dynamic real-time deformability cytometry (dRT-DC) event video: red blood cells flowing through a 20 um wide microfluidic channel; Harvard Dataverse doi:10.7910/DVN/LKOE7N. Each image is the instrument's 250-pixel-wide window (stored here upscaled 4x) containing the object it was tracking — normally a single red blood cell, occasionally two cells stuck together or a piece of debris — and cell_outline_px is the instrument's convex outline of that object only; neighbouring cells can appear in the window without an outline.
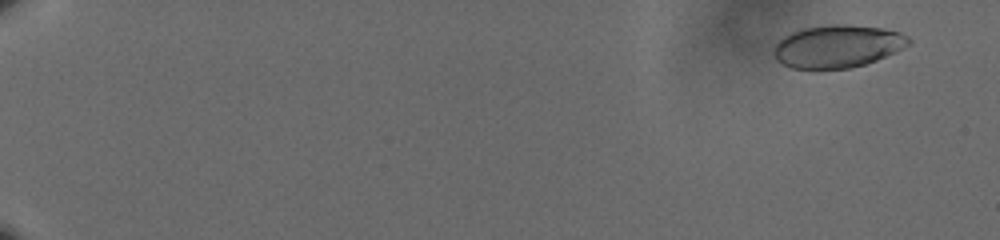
{"species": "human", "species_latin": "Homo sapiens", "temperature_condition": "cold", "stored_images_in_passage": 62, "camera_frame_rate_fps": 3000, "um_per_image_px": 0.085, "donor": {"sex": "male"}, "frame": {"image": 1, "passage_image": 5, "time_ms": 1.333, "image_size_px": [1000, 240], "cell_outline_px": [[912, 44], [896, 52], [876, 60], [852, 68], [792, 68], [776, 60], [772, 52], [772, 48], [784, 36], [800, 28], [828, 24], [848, 24], [884, 28], [900, 32], [908, 36], [912, 40]], "centroid_in_image_um": [71.21, 3.91], "position_along_channel_um": 13.8, "area_um2": 33.87}}
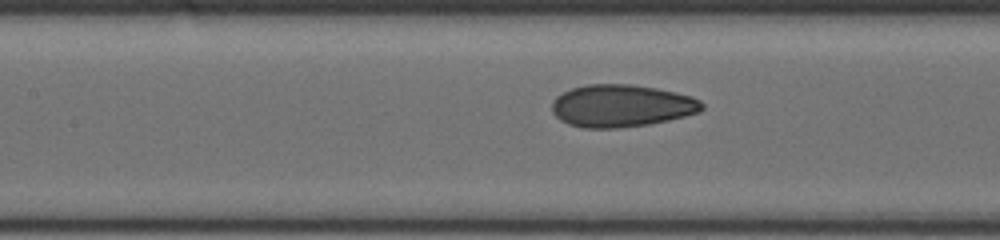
{"frame": {"image": 2, "passage_image": 33, "time_ms": 10.667, "image_size_px": [1000, 240], "cell_outline_px": [[704, 108], [700, 112], [668, 120], [648, 124], [616, 128], [584, 128], [568, 124], [560, 120], [552, 112], [552, 100], [556, 96], [572, 88], [588, 84], [632, 84], [656, 88], [676, 92], [692, 96], [700, 100], [704, 104]], "centroid_in_image_um": [52.82, 8.99], "position_along_channel_um": 154.6, "area_um2": 37.17}}
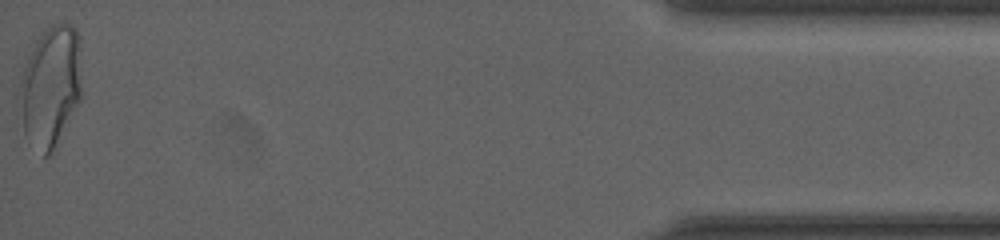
{"frame": {"image": 3, "passage_image": 62, "time_ms": 20.333, "image_size_px": [1000, 240], "cell_outline_px": [[80, 100], [60, 144], [48, 156], [44, 156], [24, 132], [20, 84], [24, 68], [28, 56], [36, 40], [52, 24], [68, 24], [76, 28], [80, 40]], "centroid_in_image_um": [4.35, 7.35], "position_along_channel_um": 430.8, "area_um2": 43.35}, "authors_computed_cell_mechanics": {"area_um2": 35.5759, "velocity_mm_per_s": 3.6165, "shape_relaxation_time_tau1_ms": 7.6351, "shape_relaxation_time_tau2_ms": 0.977, "deformation_change_tau1": 0.1784, "deformation_change_tau2": 0.0609}}